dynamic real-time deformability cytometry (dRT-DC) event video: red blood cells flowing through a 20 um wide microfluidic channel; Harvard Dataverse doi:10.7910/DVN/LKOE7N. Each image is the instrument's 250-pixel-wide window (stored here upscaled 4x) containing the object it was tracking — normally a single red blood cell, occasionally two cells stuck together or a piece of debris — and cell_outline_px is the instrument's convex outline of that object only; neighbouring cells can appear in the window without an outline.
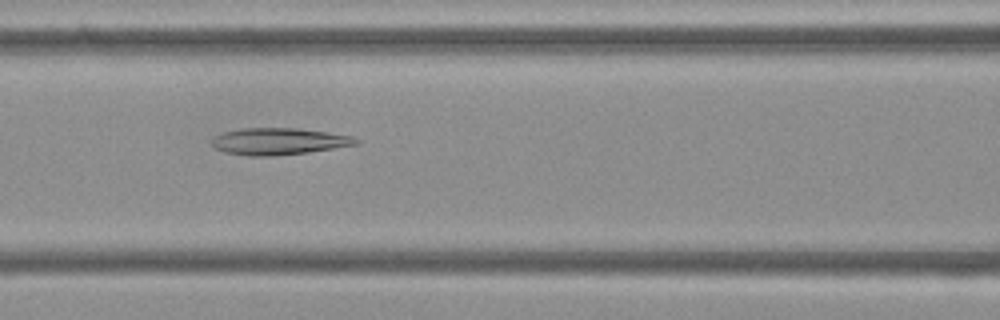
{"species": "Egyptian fruit bat (a non-hibernating species)", "species_latin": "Rousettus aegyptiacus", "temperature_condition": "cold", "stored_images_in_passage": 53, "camera_frame_rate_fps": 3000, "um_per_image_px": 0.085, "frame": {"image": 1, "passage_image": 22, "time_ms": 7.0, "image_size_px": [1000, 320], "cell_outline_px": [[360, 144], [308, 152], [272, 156], [248, 156], [224, 152], [216, 148], [212, 144], [212, 136], [224, 132], [240, 128], [296, 128], [328, 132], [352, 136], [360, 140]], "centroid_in_image_um": [23.69, 12.01], "position_along_channel_um": 142.9, "area_um2": 22.6}}
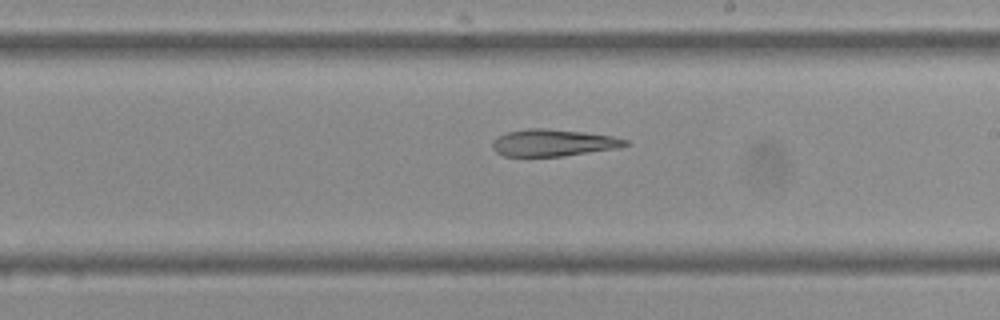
{"frame": {"image": 2, "passage_image": 30, "time_ms": 9.667, "image_size_px": [1000, 320], "cell_outline_px": [[628, 144], [620, 148], [564, 156], [504, 156], [496, 152], [492, 148], [492, 140], [508, 132], [528, 128], [544, 128], [584, 132], [612, 136], [628, 140]], "centroid_in_image_um": [47.03, 12.14], "position_along_channel_um": 242.0, "area_um2": 20.87}}
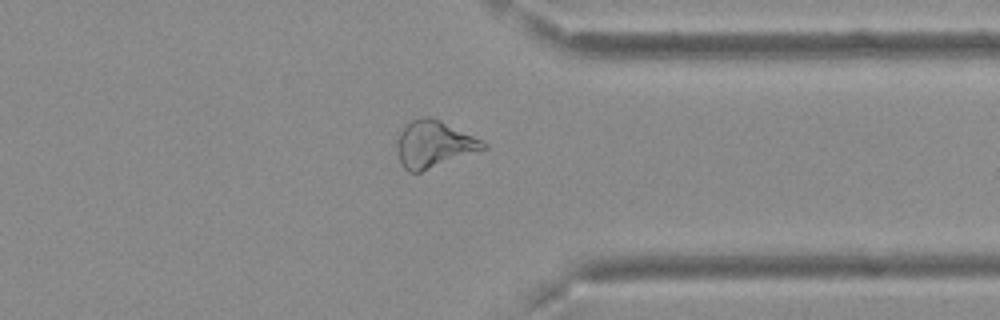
{"frame": {"image": 3, "passage_image": 41, "time_ms": 13.333, "image_size_px": [1000, 320], "cell_outline_px": [[488, 148], [420, 172], [408, 172], [400, 164], [396, 144], [396, 140], [400, 128], [412, 120], [424, 116], [428, 116], [440, 120], [488, 144]], "centroid_in_image_um": [36.82, 12.26], "position_along_channel_um": 374.6, "area_um2": 23.47}, "authors_computed_cell_mechanics": {"area_um2": 24.4494, "velocity_mm_per_s": 3.7165, "shape_relaxation_time_tau1_ms": 6.5137, "shape_relaxation_time_tau2_ms": 6.6403, "deformation_change_tau1": 0.1352, "deformation_change_tau2": 0.1797}}